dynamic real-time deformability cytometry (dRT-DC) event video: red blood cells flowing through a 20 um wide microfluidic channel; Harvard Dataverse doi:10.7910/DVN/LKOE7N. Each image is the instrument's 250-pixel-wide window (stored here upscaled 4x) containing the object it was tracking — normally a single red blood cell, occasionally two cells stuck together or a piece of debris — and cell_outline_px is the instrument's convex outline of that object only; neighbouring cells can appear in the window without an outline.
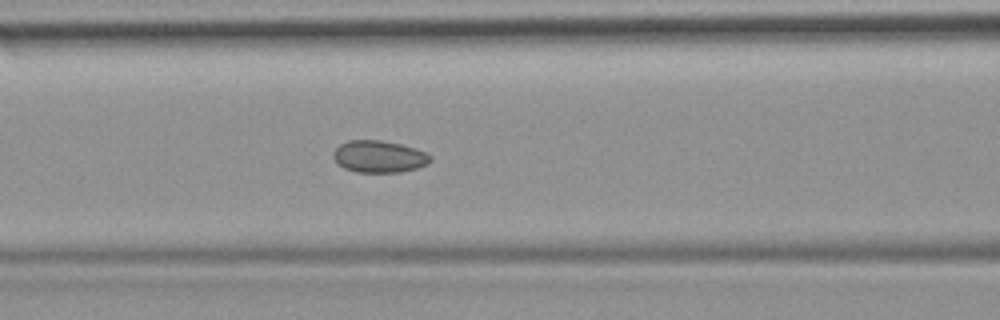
{"species": "common noctule bat (a hibernating species)", "species_latin": "Nyctalus noctula", "temperature_condition": "room temperature", "stored_images_in_passage": 27, "camera_frame_rate_fps": 3000, "um_per_image_px": 0.085, "animal": {"sex": "female", "body_mass_g": 19.9}, "frame": {"image": 1, "passage_image": 12, "time_ms": 3.667, "image_size_px": [1000, 320], "cell_outline_px": [[432, 160], [428, 164], [416, 168], [400, 172], [356, 172], [344, 168], [332, 156], [332, 152], [340, 144], [348, 140], [380, 140], [400, 144], [416, 148], [432, 156]], "centroid_in_image_um": [32.23, 13.3], "position_along_channel_um": 134.4, "area_um2": 18.09}}